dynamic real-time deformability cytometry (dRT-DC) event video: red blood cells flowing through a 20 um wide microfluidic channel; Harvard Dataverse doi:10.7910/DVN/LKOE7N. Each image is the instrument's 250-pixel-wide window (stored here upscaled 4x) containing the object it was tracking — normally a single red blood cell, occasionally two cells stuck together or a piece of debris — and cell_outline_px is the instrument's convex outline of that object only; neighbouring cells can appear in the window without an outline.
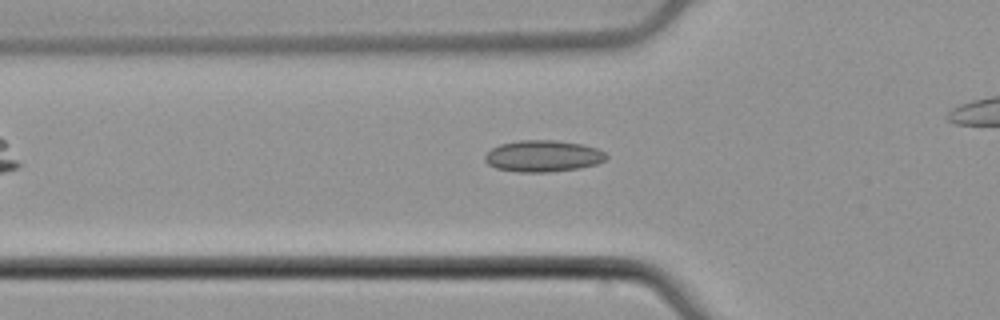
{"species": "common noctule bat (a hibernating species)", "species_latin": "Nyctalus noctula", "temperature_condition": "cold", "stored_images_in_passage": 37, "camera_frame_rate_fps": 3000, "um_per_image_px": 0.085, "animal": {"sex": "male", "body_mass_g": 21.5, "forearm_length_mm": 52.0}, "frame": {"image": 1, "passage_image": 11, "time_ms": 3.333, "image_size_px": [1000, 320], "cell_outline_px": [[608, 156], [604, 160], [596, 164], [580, 168], [548, 172], [520, 172], [496, 168], [488, 164], [484, 160], [484, 156], [492, 148], [500, 144], [520, 140], [556, 140], [580, 144], [596, 148], [604, 152]], "centroid_in_image_um": [46.14, 13.26], "position_along_channel_um": 79.7, "area_um2": 22.2}}
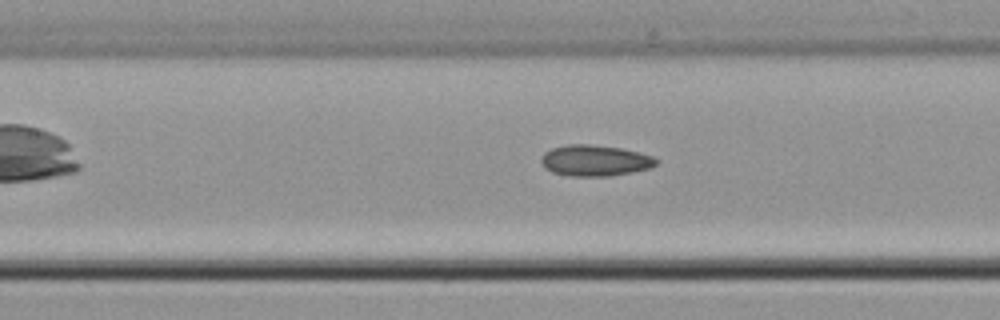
{"frame": {"image": 2, "passage_image": 17, "time_ms": 5.333, "image_size_px": [1000, 320], "cell_outline_px": [[660, 160], [652, 168], [612, 176], [568, 176], [552, 172], [544, 168], [540, 160], [544, 152], [552, 148], [568, 144], [592, 144], [620, 148], [652, 156]], "centroid_in_image_um": [50.56, 13.65], "position_along_channel_um": 156.8, "area_um2": 20.98}}
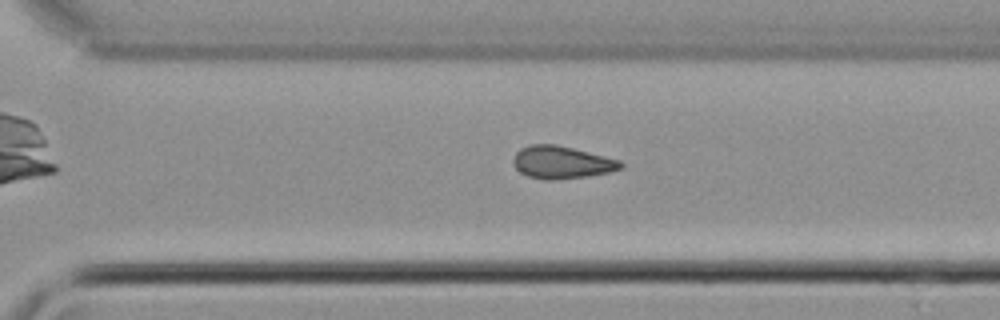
{"frame": {"image": 3, "passage_image": 30, "time_ms": 9.667, "image_size_px": [1000, 320], "cell_outline_px": [[624, 164], [620, 168], [608, 172], [588, 176], [556, 180], [544, 180], [528, 176], [520, 172], [516, 168], [512, 160], [516, 152], [520, 148], [528, 144], [556, 144], [620, 160]], "centroid_in_image_um": [47.7, 13.8], "position_along_channel_um": 322.9, "area_um2": 20.35}}